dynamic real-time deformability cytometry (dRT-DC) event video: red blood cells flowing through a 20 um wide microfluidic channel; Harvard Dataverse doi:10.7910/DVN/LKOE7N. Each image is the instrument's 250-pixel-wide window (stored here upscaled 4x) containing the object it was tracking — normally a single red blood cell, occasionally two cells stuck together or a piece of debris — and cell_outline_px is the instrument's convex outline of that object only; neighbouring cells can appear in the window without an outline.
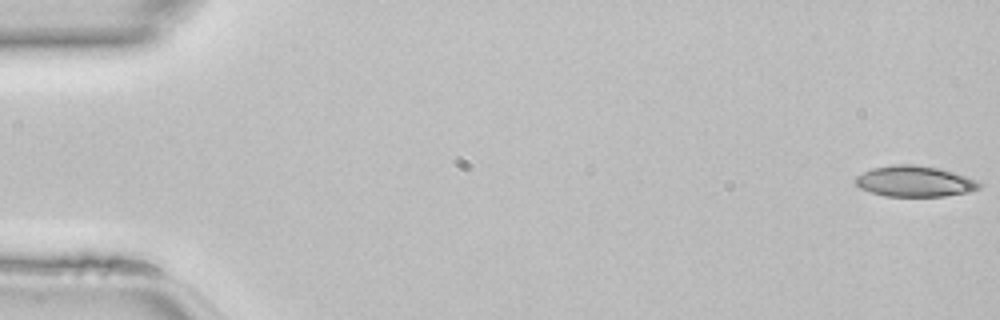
{"species": "common noctule bat (a hibernating species)", "species_latin": "Nyctalus noctula", "temperature_condition": "room temperature", "stored_images_in_passage": 47, "camera_frame_rate_fps": 3000, "um_per_image_px": 0.085, "animal": {"sex": "female", "body_mass_g": 22.7, "forearm_length_mm": 54.2}, "frame": {"image": 1, "passage_image": 1, "time_ms": 0.0, "image_size_px": [1000, 320], "cell_outline_px": [[984, 184], [980, 188], [968, 192], [944, 196], [884, 196], [860, 188], [856, 184], [856, 176], [872, 168], [896, 164], [912, 164], [940, 168], [976, 180]], "centroid_in_image_um": [77.76, 15.41], "position_along_channel_um": 7.2, "area_um2": 22.14}}
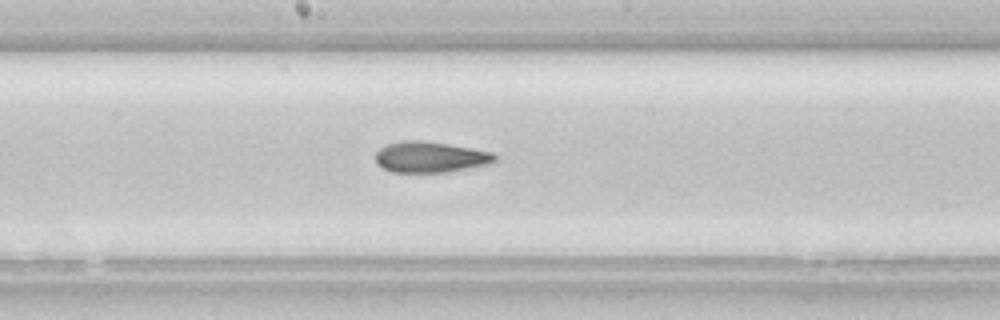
{"frame": {"image": 2, "passage_image": 25, "time_ms": 8.0, "image_size_px": [1000, 320], "cell_outline_px": [[496, 160], [488, 164], [448, 172], [392, 172], [376, 164], [376, 152], [384, 144], [404, 140], [424, 140], [472, 148], [492, 152], [496, 156]], "centroid_in_image_um": [36.54, 13.34], "position_along_channel_um": 211.7, "area_um2": 21.56}}
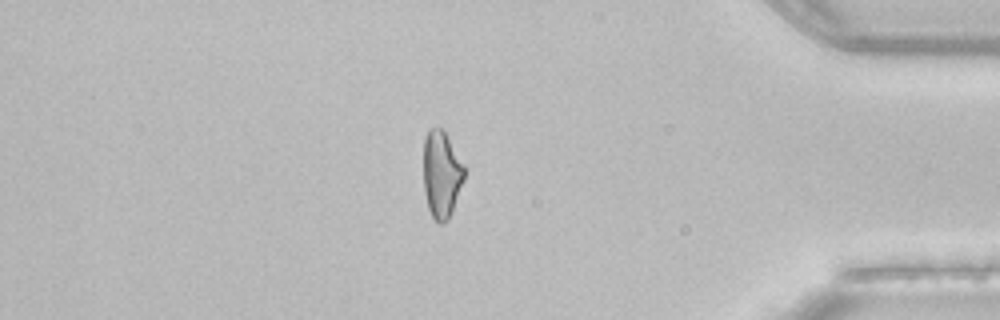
{"frame": {"image": 3, "passage_image": 40, "time_ms": 13.0, "image_size_px": [1000, 320], "cell_outline_px": [[464, 180], [452, 212], [448, 220], [440, 224], [432, 216], [428, 208], [424, 192], [424, 140], [428, 128], [444, 128], [464, 164]], "centroid_in_image_um": [37.54, 14.79], "position_along_channel_um": 397.7, "area_um2": 20.92}}